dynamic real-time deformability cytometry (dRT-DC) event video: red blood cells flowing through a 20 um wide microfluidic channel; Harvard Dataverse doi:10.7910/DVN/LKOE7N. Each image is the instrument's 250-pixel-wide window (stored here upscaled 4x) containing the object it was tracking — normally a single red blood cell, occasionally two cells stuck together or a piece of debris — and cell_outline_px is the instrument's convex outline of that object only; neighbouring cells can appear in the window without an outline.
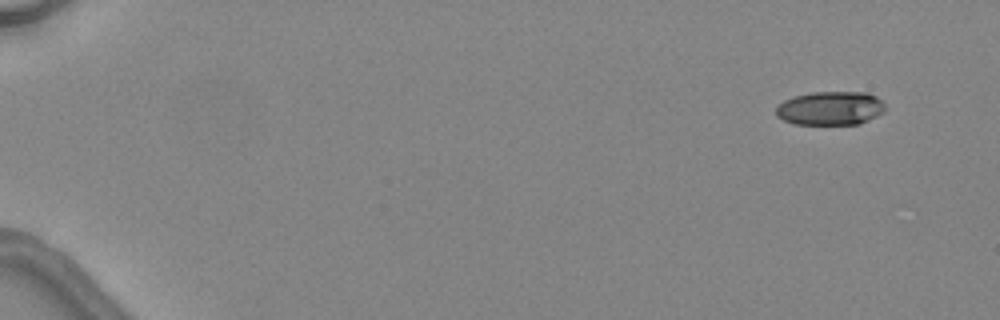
{"species": "common noctule bat (a hibernating species)", "species_latin": "Nyctalus noctula", "temperature_condition": "warm", "stored_images_in_passage": 5, "camera_frame_rate_fps": 3000, "um_per_image_px": 0.085, "animal": {"sex": "female", "body_mass_g": 24.6, "forearm_length_mm": 56.2}, "frame": {"image": 1, "passage_image": 1, "time_ms": 0.0, "image_size_px": [1000, 320], "cell_outline_px": [[884, 112], [860, 124], [792, 124], [776, 116], [776, 108], [784, 100], [796, 96], [812, 92], [868, 92], [876, 96], [884, 104]], "centroid_in_image_um": [70.59, 9.2], "position_along_channel_um": 14.4, "area_um2": 21.44}}
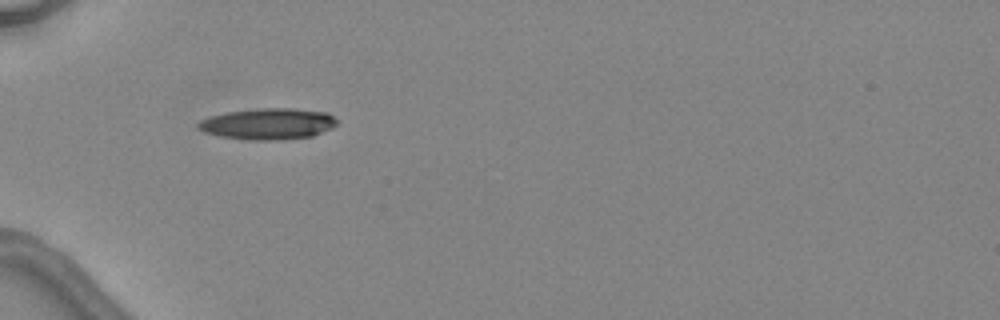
{"frame": {"image": 2, "passage_image": 5, "time_ms": 4.667, "image_size_px": [1000, 320], "cell_outline_px": [[336, 124], [332, 128], [312, 136], [280, 140], [256, 140], [220, 136], [204, 132], [196, 128], [196, 124], [200, 120], [208, 116], [228, 112], [260, 108], [292, 108], [328, 112], [336, 120]], "centroid_in_image_um": [22.76, 10.52], "position_along_channel_um": 62.2, "area_um2": 25.26}}